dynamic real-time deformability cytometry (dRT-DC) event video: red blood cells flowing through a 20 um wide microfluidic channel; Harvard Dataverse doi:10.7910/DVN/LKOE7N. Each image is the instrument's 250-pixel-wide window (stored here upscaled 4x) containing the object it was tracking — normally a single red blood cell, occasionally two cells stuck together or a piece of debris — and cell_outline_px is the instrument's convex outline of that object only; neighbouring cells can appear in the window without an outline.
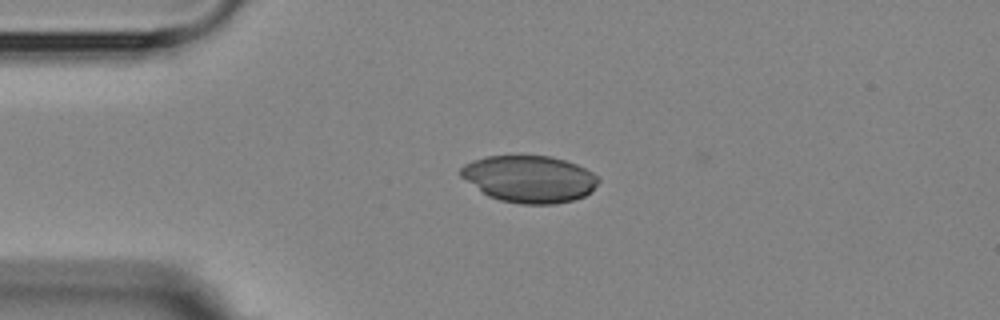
{"species": "Egyptian fruit bat (a non-hibernating species)", "species_latin": "Rousettus aegyptiacus", "temperature_condition": "room temperature", "stored_images_in_passage": 2, "camera_frame_rate_fps": 3000, "um_per_image_px": 0.085, "animal": {"sex": "female"}, "frame": {"image": 1, "passage_image": 2, "time_ms": 2.0, "image_size_px": [1000, 320], "cell_outline_px": [[600, 180], [584, 196], [572, 200], [556, 204], [524, 204], [500, 200], [488, 196], [460, 176], [460, 168], [464, 164], [472, 160], [488, 156], [552, 156], [576, 164], [592, 172]], "centroid_in_image_um": [44.97, 15.21], "position_along_channel_um": 40.0, "area_um2": 37.34}}